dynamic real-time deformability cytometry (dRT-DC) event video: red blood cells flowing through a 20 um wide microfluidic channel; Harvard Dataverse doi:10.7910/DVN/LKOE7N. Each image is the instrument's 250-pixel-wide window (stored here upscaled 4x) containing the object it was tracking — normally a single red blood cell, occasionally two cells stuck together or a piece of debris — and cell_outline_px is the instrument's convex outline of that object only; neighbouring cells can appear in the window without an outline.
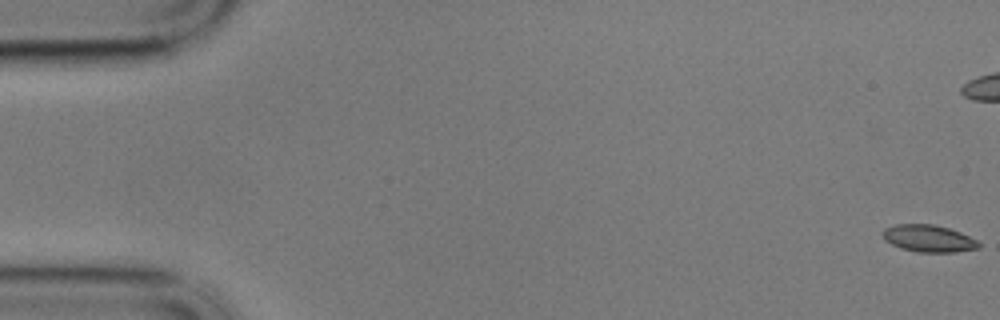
{"species": "common noctule bat (a hibernating species)", "species_latin": "Nyctalus noctula", "temperature_condition": "cold", "stored_images_in_passage": 60, "camera_frame_rate_fps": 3000, "um_per_image_px": 0.085, "animal": {"sex": "male", "body_mass_g": 17.9}, "frame": {"image": 1, "passage_image": 1, "time_ms": 0.0, "image_size_px": [1000, 320], "cell_outline_px": [[980, 248], [956, 252], [916, 252], [900, 248], [884, 240], [880, 236], [880, 232], [884, 228], [896, 224], [932, 224], [948, 228], [960, 232], [976, 240], [980, 244]], "centroid_in_image_um": [78.87, 20.27], "position_along_channel_um": 6.1, "area_um2": 15.32}}
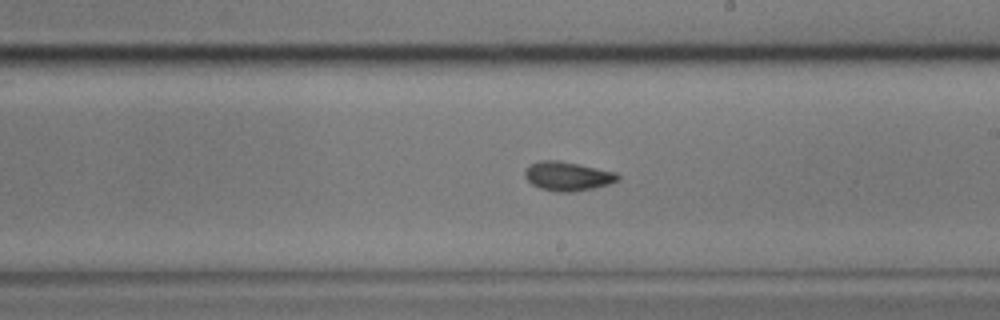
{"frame": {"image": 2, "passage_image": 34, "time_ms": 11.0, "image_size_px": [1000, 320], "cell_outline_px": [[620, 180], [608, 184], [592, 188], [572, 192], [556, 192], [540, 188], [532, 184], [524, 176], [524, 172], [532, 164], [540, 160], [560, 160], [580, 164], [616, 172], [620, 176]], "centroid_in_image_um": [48.27, 14.97], "position_along_channel_um": 240.7, "area_um2": 15.72}}
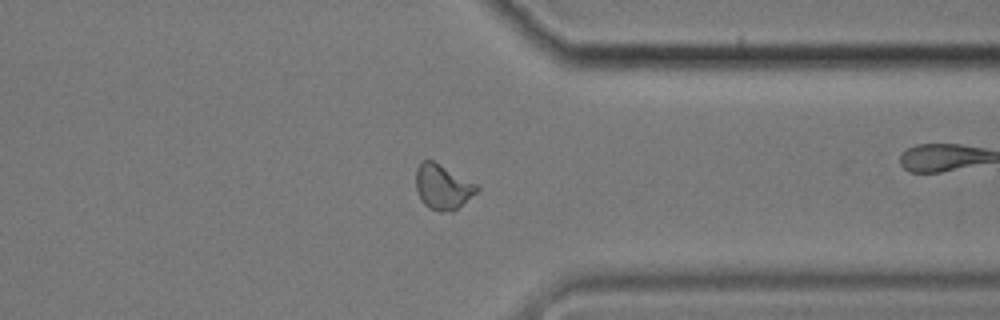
{"frame": {"image": 3, "passage_image": 46, "time_ms": 15.0, "image_size_px": [1000, 320], "cell_outline_px": [[480, 188], [476, 192], [452, 212], [440, 212], [428, 208], [420, 200], [416, 188], [416, 168], [424, 160], [432, 160], [476, 184]], "centroid_in_image_um": [37.59, 15.91], "position_along_channel_um": 373.8, "area_um2": 15.72}, "authors_computed_cell_mechanics": {"area_um2": 15.6638, "velocity_mm_per_s": 3.4109, "shape_relaxation_time_tau1_ms": 8.6633, "shape_relaxation_time_tau2_ms": 2.3393, "deformation_change_tau1": 0.1386, "deformation_change_tau2": 0.0646}}